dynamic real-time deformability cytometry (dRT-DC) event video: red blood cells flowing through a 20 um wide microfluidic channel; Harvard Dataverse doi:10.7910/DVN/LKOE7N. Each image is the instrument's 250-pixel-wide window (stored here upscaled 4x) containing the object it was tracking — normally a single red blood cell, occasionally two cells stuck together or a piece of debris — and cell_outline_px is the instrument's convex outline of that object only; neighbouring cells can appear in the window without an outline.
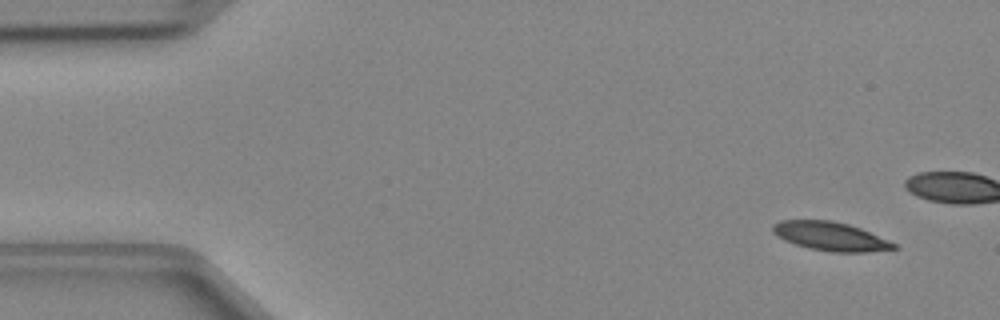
{"species": "Egyptian fruit bat (a non-hibernating species)", "species_latin": "Rousettus aegyptiacus", "temperature_condition": "cold", "stored_images_in_passage": 46, "camera_frame_rate_fps": 3000, "um_per_image_px": 0.085, "animal": {"sex": "female"}, "frame": {"image": 1, "passage_image": 1, "time_ms": 0.0, "image_size_px": [1000, 320], "cell_outline_px": [[900, 248], [868, 252], [828, 252], [808, 248], [784, 240], [776, 236], [772, 232], [772, 224], [780, 220], [832, 220], [848, 224], [860, 228], [888, 240], [896, 244]], "centroid_in_image_um": [70.57, 20.09], "position_along_channel_um": 14.4, "area_um2": 20.4}}
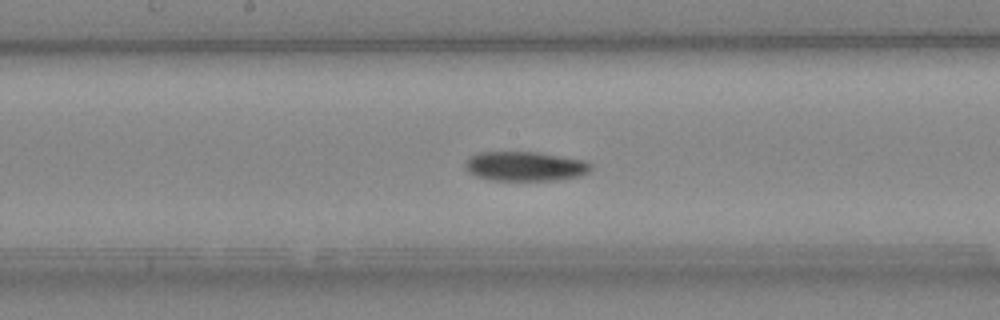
{"frame": {"image": 2, "passage_image": 22, "time_ms": 7.0, "image_size_px": [1000, 320], "cell_outline_px": [[592, 168], [588, 172], [580, 176], [556, 180], [492, 180], [476, 176], [468, 172], [464, 168], [464, 160], [468, 156], [476, 152], [536, 152], [584, 160], [592, 164]], "centroid_in_image_um": [44.58, 14.13], "position_along_channel_um": 203.6, "area_um2": 21.79}}
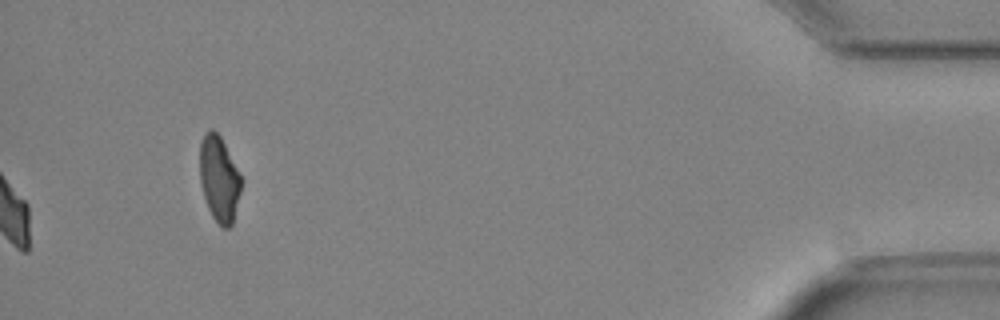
{"frame": {"image": 3, "passage_image": 46, "time_ms": 15.0, "image_size_px": [1000, 320], "cell_outline_px": [[240, 192], [232, 224], [228, 228], [224, 228], [212, 216], [208, 208], [200, 184], [200, 140], [212, 128], [220, 136], [240, 172]], "centroid_in_image_um": [18.61, 15.19], "position_along_channel_um": 416.6, "area_um2": 20.35}}